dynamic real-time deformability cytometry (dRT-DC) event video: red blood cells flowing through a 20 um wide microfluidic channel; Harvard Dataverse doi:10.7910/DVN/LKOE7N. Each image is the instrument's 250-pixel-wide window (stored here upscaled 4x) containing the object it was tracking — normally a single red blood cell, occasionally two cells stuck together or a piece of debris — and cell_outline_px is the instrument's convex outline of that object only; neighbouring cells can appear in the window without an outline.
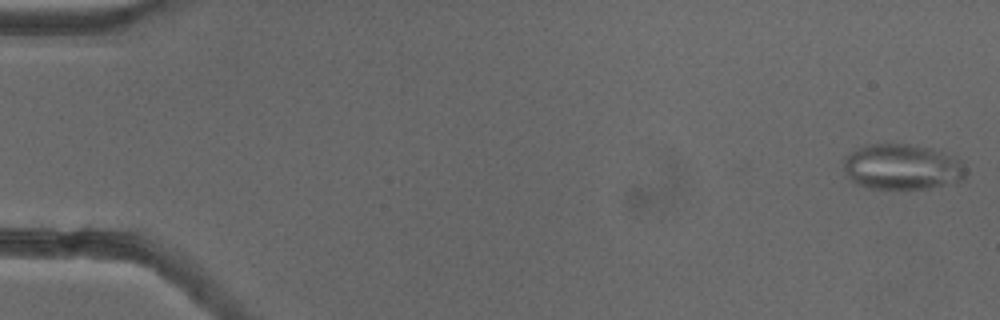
{"species": "common noctule bat (a hibernating species)", "species_latin": "Nyctalus noctula", "temperature_condition": "cold", "stored_images_in_passage": 53, "camera_frame_rate_fps": 3000, "um_per_image_px": 0.085, "animal": {"sex": "female"}, "frame": {"image": 1, "passage_image": 1, "time_ms": 0.0, "image_size_px": [1000, 320], "cell_outline_px": [[964, 180], [928, 188], [868, 188], [856, 184], [844, 176], [844, 156], [860, 148], [872, 144], [908, 144], [932, 148], [956, 156], [964, 160]], "centroid_in_image_um": [76.69, 14.18], "position_along_channel_um": 8.3, "area_um2": 32.6}}
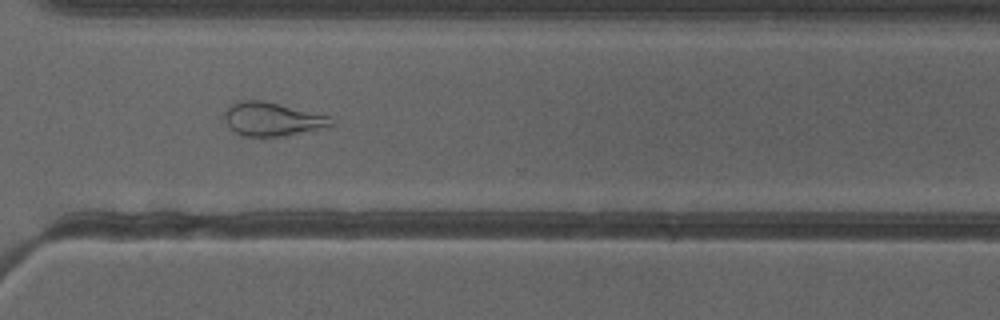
{"frame": {"image": 2, "passage_image": 39, "time_ms": 12.667, "image_size_px": [1000, 320], "cell_outline_px": [[336, 120], [328, 128], [280, 136], [244, 136], [236, 132], [224, 120], [224, 112], [232, 104], [240, 100], [264, 100], [328, 116]], "centroid_in_image_um": [23.17, 10.12], "position_along_channel_um": 347.4, "area_um2": 20.75}}
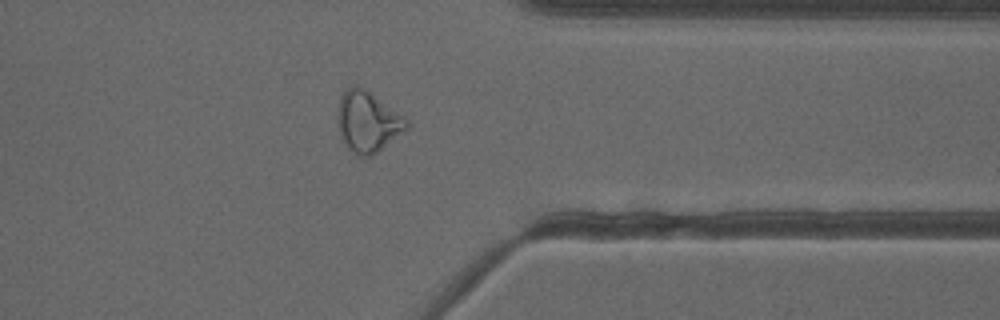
{"frame": {"image": 3, "passage_image": 42, "time_ms": 13.667, "image_size_px": [1000, 320], "cell_outline_px": [[408, 128], [372, 156], [356, 156], [348, 148], [340, 132], [336, 116], [340, 96], [352, 84], [356, 84], [364, 88], [404, 116], [408, 120]], "centroid_in_image_um": [31.24, 10.33], "position_along_channel_um": 380.2, "area_um2": 24.28}, "authors_computed_cell_mechanics": {"area_um2": 25.8944, "velocity_mm_per_s": 3.8828, "shape_relaxation_time_tau1_ms": null, "shape_relaxation_time_tau2_ms": 4.2673, "deformation_change_tau1": null, "deformation_change_tau2": 0.1326}}